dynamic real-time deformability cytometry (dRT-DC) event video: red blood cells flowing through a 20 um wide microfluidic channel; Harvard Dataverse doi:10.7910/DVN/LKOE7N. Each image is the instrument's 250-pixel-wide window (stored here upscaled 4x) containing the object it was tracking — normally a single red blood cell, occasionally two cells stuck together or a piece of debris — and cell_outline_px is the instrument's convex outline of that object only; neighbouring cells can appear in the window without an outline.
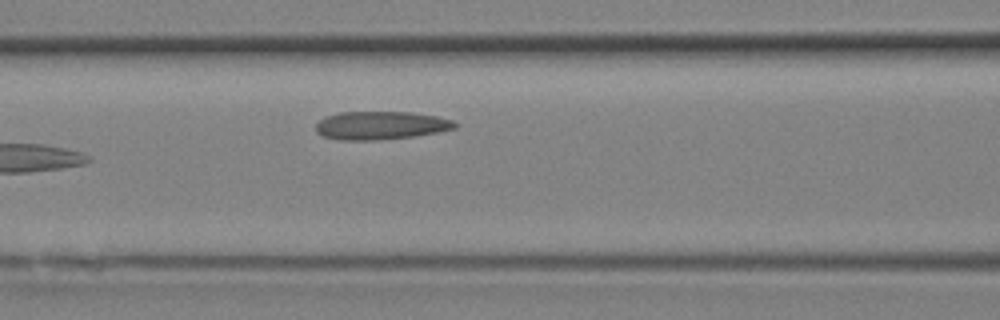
{"species": "Egyptian fruit bat (a non-hibernating species)", "species_latin": "Rousettus aegyptiacus", "temperature_condition": "room temperature", "stored_images_in_passage": 12, "camera_frame_rate_fps": 3000, "um_per_image_px": 0.085, "animal": {"sex": "female"}, "frame": {"image": 1, "passage_image": 12, "time_ms": 3.667, "image_size_px": [1000, 320], "cell_outline_px": [[460, 124], [456, 128], [416, 136], [380, 140], [336, 140], [324, 136], [316, 132], [316, 124], [324, 116], [340, 112], [408, 112], [436, 116], [452, 120]], "centroid_in_image_um": [32.35, 10.66], "position_along_channel_um": 134.2, "area_um2": 23.0}}